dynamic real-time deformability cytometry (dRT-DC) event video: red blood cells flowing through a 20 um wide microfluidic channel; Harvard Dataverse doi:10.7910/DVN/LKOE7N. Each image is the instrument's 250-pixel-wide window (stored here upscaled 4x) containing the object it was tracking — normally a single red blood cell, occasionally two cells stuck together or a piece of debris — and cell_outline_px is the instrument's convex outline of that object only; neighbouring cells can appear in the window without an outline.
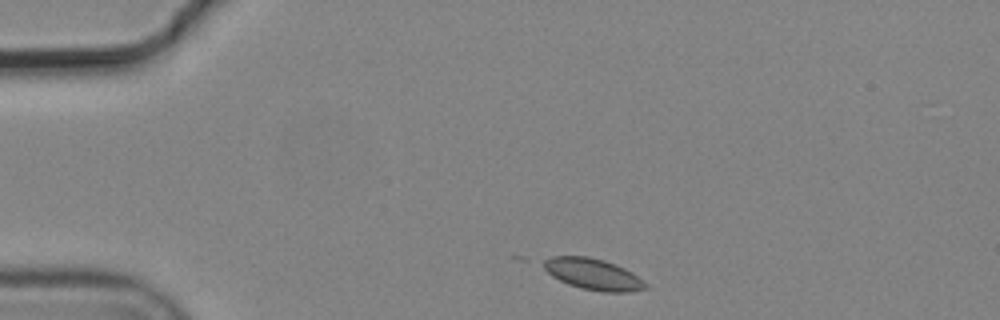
{"species": "common noctule bat (a hibernating species)", "species_latin": "Nyctalus noctula", "temperature_condition": "cold", "stored_images_in_passage": 5, "camera_frame_rate_fps": 3000, "um_per_image_px": 0.085, "animal": {"sex": "male", "body_mass_g": 19.2, "forearm_length_mm": 51.8}, "frame": {"image": 1, "passage_image": 1, "time_ms": 0.0, "image_size_px": [1000, 320], "cell_outline_px": [[648, 288], [632, 292], [604, 292], [580, 288], [568, 284], [552, 276], [544, 268], [544, 260], [552, 256], [588, 256], [604, 260], [616, 264], [632, 272], [648, 284]], "centroid_in_image_um": [50.45, 23.31], "position_along_channel_um": 34.5, "area_um2": 18.61}}
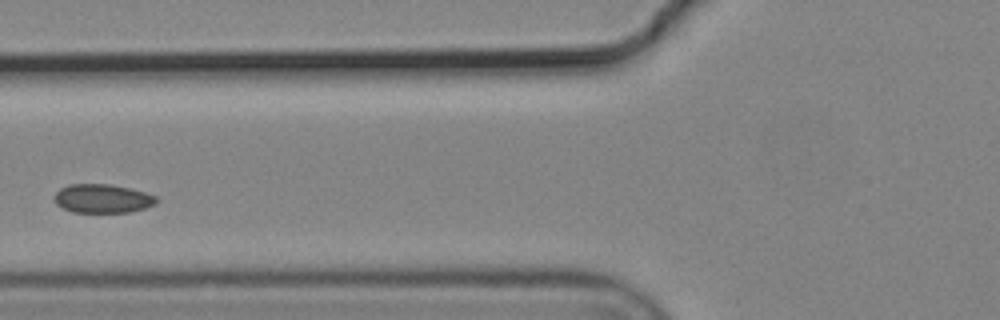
{"frame": {"image": 2, "passage_image": 4, "time_ms": 1.0, "image_size_px": [1000, 320], "cell_outline_px": [[160, 200], [156, 204], [132, 212], [72, 212], [56, 204], [52, 196], [60, 188], [68, 184], [108, 184], [128, 188], [144, 192], [156, 196]], "centroid_in_image_um": [8.7, 16.88], "position_along_channel_um": 117.1, "area_um2": 17.22}}
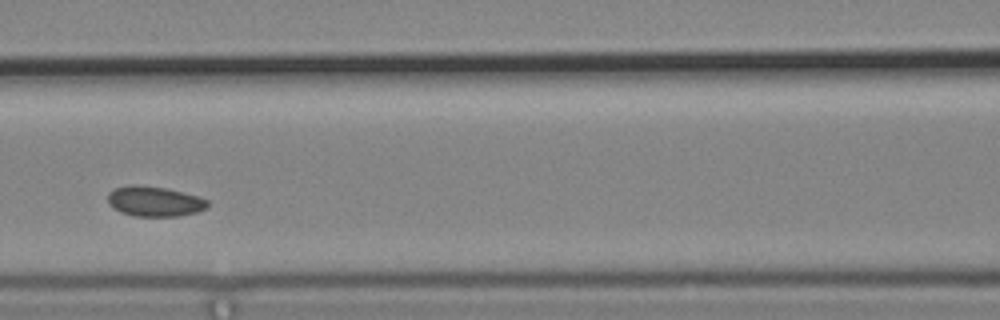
{"frame": {"image": 3, "passage_image": 5, "time_ms": 1.333, "image_size_px": [1000, 320], "cell_outline_px": [[208, 208], [196, 212], [180, 216], [136, 216], [120, 212], [112, 208], [108, 204], [108, 192], [116, 188], [128, 184], [136, 184], [168, 188], [200, 196], [208, 200]], "centroid_in_image_um": [13.13, 17.1], "position_along_channel_um": 153.5, "area_um2": 17.86}}